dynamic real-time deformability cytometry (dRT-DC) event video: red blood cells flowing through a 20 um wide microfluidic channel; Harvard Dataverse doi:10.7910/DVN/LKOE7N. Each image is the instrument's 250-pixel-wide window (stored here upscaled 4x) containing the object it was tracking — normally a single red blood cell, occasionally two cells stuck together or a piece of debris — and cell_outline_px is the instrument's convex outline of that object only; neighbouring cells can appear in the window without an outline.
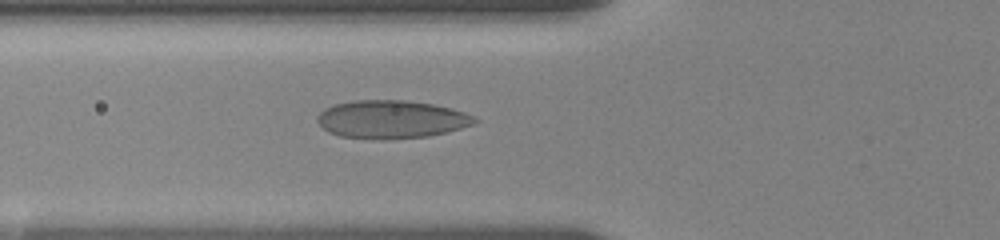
{"species": "human", "species_latin": "Homo sapiens", "temperature_condition": "room temperature", "stored_images_in_passage": 56, "camera_frame_rate_fps": 3000, "um_per_image_px": 0.085, "donor": {"sex": "female"}, "frame": {"image": 1, "passage_image": 3, "time_ms": 0.667, "image_size_px": [1000, 240], "cell_outline_px": [[480, 120], [476, 124], [428, 136], [384, 140], [340, 136], [328, 132], [316, 120], [316, 116], [324, 108], [332, 104], [356, 100], [404, 100], [432, 104], [452, 108], [476, 116]], "centroid_in_image_um": [33.27, 10.14], "position_along_channel_um": 92.5, "area_um2": 35.14}}
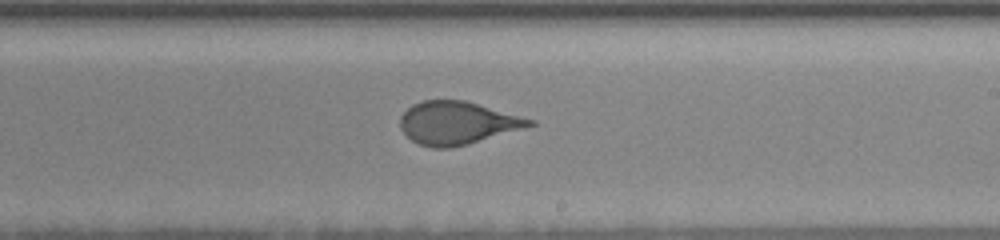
{"frame": {"image": 2, "passage_image": 21, "time_ms": 5.0, "image_size_px": [1000, 240], "cell_outline_px": [[536, 124], [464, 144], [448, 148], [432, 148], [420, 144], [412, 140], [400, 128], [400, 116], [412, 104], [424, 100], [464, 100], [536, 120]], "centroid_in_image_um": [38.82, 10.43], "position_along_channel_um": 250.2, "area_um2": 31.67}}
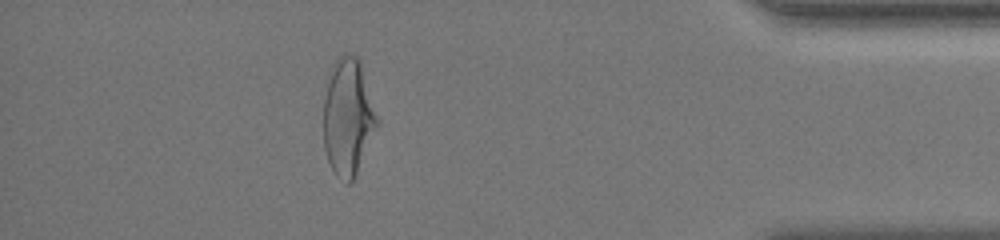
{"frame": {"image": 3, "passage_image": 42, "time_ms": 10.333, "image_size_px": [1000, 240], "cell_outline_px": [[380, 124], [352, 180], [348, 184], [336, 176], [328, 160], [324, 148], [324, 100], [328, 80], [332, 64], [340, 56], [356, 56], [360, 60], [380, 120]], "centroid_in_image_um": [29.61, 9.96], "position_along_channel_um": 405.6, "area_um2": 36.47}, "authors_computed_cell_mechanics": {"area_um2": 34.6222, "velocity_mm_per_s": 3.6239, "shape_relaxation_time_tau1_ms": 5.3449, "shape_relaxation_time_tau2_ms": 0.7773, "deformation_change_tau1": 0.1684, "deformation_change_tau2": 0.0779}}